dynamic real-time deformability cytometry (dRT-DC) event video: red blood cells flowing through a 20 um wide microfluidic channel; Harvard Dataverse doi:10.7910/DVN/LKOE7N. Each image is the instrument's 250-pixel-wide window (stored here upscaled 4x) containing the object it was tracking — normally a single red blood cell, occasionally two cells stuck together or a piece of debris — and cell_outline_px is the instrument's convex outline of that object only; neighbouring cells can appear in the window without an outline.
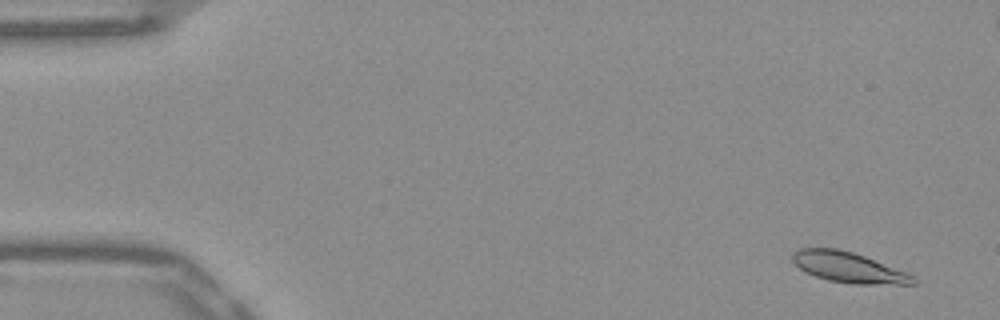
{"species": "Egyptian fruit bat (a non-hibernating species)", "species_latin": "Rousettus aegyptiacus", "temperature_condition": "warm", "stored_images_in_passage": 54, "camera_frame_rate_fps": 3000, "um_per_image_px": 0.085, "frame": {"image": 1, "passage_image": 3, "time_ms": 0.667, "image_size_px": [1000, 320], "cell_outline_px": [[916, 284], [852, 284], [828, 280], [804, 272], [792, 260], [792, 252], [800, 248], [836, 248], [852, 252], [864, 256], [904, 272], [912, 276], [916, 280]], "centroid_in_image_um": [72.06, 22.72], "position_along_channel_um": 12.9, "area_um2": 21.1}}
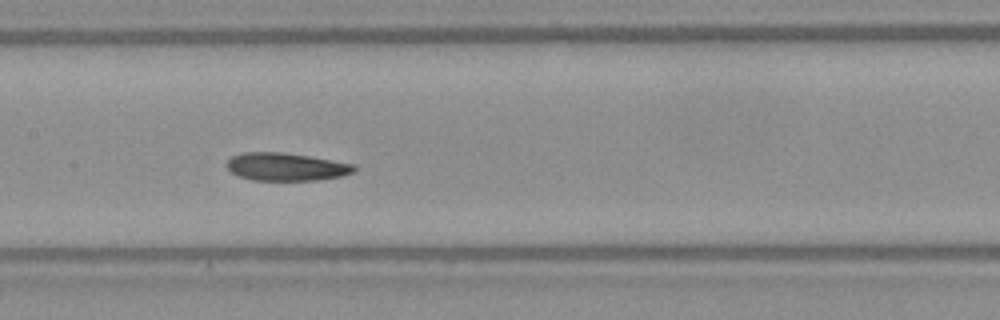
{"frame": {"image": 2, "passage_image": 26, "time_ms": 8.333, "image_size_px": [1000, 320], "cell_outline_px": [[356, 172], [344, 176], [316, 180], [252, 180], [240, 176], [232, 172], [224, 164], [232, 156], [244, 152], [280, 152], [308, 156], [356, 164]], "centroid_in_image_um": [24.35, 14.18], "position_along_channel_um": 183.0, "area_um2": 20.75}}
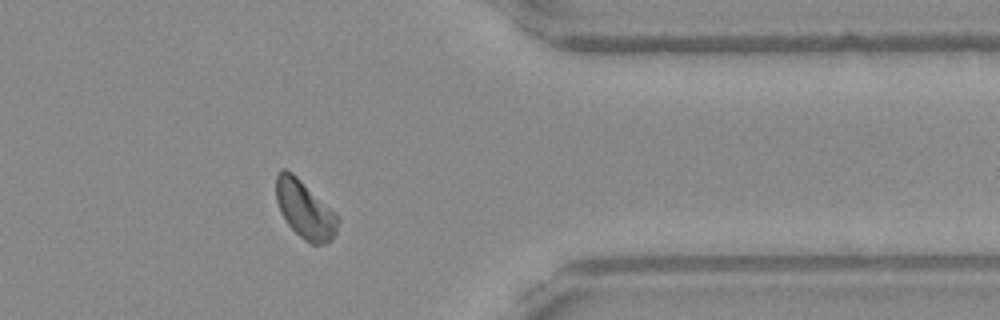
{"frame": {"image": 3, "passage_image": 43, "time_ms": 14.0, "image_size_px": [1000, 320], "cell_outline_px": [[340, 220], [336, 232], [332, 240], [328, 244], [312, 244], [304, 240], [288, 224], [280, 212], [276, 200], [276, 176], [280, 168], [284, 168], [292, 172], [336, 212], [340, 216]], "centroid_in_image_um": [25.93, 17.81], "position_along_channel_um": 385.5, "area_um2": 21.04}, "authors_computed_cell_mechanics": {"area_um2": 21.0392, "velocity_mm_per_s": 3.8306, "shape_relaxation_time_tau1_ms": null, "shape_relaxation_time_tau2_ms": 2.6512, "deformation_change_tau1": null, "deformation_change_tau2": 0.0655}}